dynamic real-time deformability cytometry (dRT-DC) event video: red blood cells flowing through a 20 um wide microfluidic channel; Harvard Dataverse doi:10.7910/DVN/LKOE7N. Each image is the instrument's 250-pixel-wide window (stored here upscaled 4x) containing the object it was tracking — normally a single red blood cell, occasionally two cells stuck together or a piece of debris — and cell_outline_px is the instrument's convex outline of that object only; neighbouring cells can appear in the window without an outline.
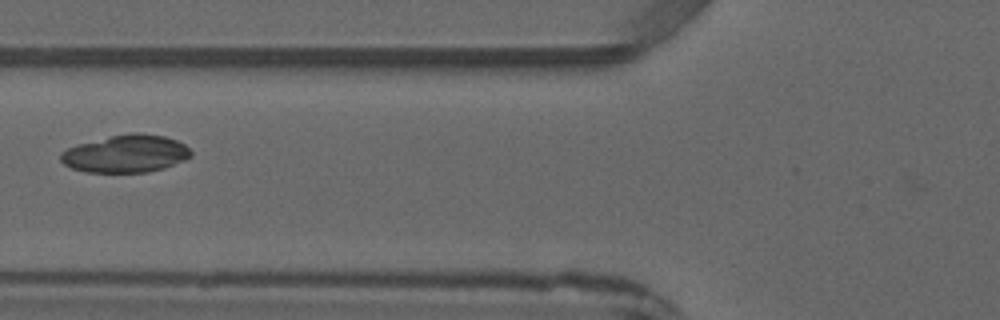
{"species": "common noctule bat (a hibernating species)", "species_latin": "Nyctalus noctula", "temperature_condition": "warm", "stored_images_in_passage": 6, "camera_frame_rate_fps": 3000, "um_per_image_px": 0.085, "animal": {"sex": "male", "forearm_length_mm": 52.5}, "frame": {"image": 1, "passage_image": 6, "time_ms": 5.667, "image_size_px": [1000, 320], "cell_outline_px": [[192, 156], [184, 160], [164, 168], [148, 172], [84, 172], [72, 168], [64, 164], [60, 160], [60, 152], [76, 144], [112, 136], [132, 132], [140, 132], [164, 136], [176, 140], [184, 144], [192, 152]], "centroid_in_image_um": [10.69, 13.06], "position_along_channel_um": 115.1, "area_um2": 28.55}}